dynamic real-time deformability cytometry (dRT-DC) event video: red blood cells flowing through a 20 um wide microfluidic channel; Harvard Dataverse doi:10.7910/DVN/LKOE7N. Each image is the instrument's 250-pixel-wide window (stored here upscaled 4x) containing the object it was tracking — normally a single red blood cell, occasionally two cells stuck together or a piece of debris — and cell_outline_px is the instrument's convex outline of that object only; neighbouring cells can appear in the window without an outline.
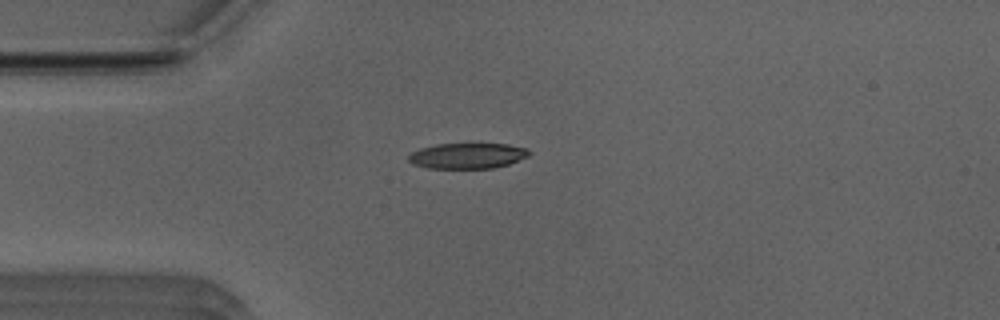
{"species": "Egyptian fruit bat (a non-hibernating species)", "species_latin": "Rousettus aegyptiacus", "temperature_condition": "room temperature", "stored_images_in_passage": 3, "camera_frame_rate_fps": 3000, "um_per_image_px": 0.085, "animal": {"sex": "male"}, "frame": {"image": 1, "passage_image": 1, "time_ms": 0.0, "image_size_px": [1000, 320], "cell_outline_px": [[532, 152], [528, 156], [508, 164], [492, 168], [428, 168], [412, 164], [408, 160], [408, 156], [412, 152], [420, 148], [436, 144], [508, 144], [524, 148]], "centroid_in_image_um": [39.7, 13.24], "position_along_channel_um": 45.3, "area_um2": 17.86}}